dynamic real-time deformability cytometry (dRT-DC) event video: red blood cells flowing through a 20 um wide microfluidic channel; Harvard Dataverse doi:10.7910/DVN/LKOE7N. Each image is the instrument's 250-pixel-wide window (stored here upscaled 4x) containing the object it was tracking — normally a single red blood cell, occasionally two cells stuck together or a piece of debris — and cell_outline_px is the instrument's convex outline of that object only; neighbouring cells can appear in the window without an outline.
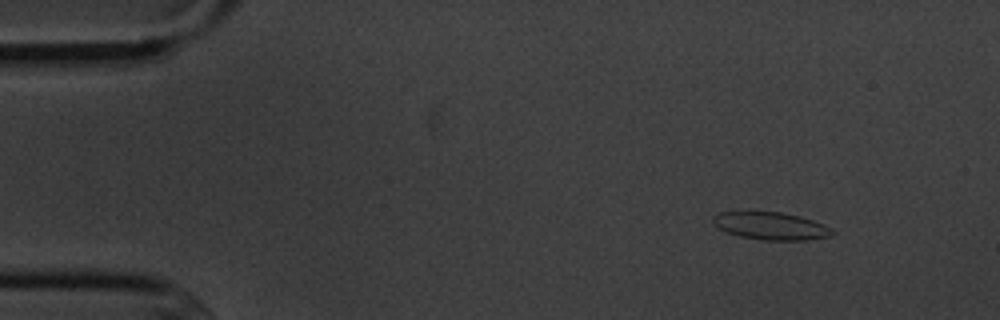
{"species": "common noctule bat (a hibernating species)", "species_latin": "Nyctalus noctula", "temperature_condition": "cold", "stored_images_in_passage": 4, "camera_frame_rate_fps": 3000, "um_per_image_px": 0.085, "animal": {"sex": "male", "body_mass_g": 20.1, "forearm_length_mm": 53.5}, "frame": {"image": 1, "passage_image": 1, "time_ms": 0.0, "image_size_px": [1000, 320], "cell_outline_px": [[836, 232], [832, 236], [804, 240], [764, 240], [740, 236], [728, 232], [712, 224], [712, 216], [720, 212], [780, 212], [800, 216], [824, 224], [832, 228]], "centroid_in_image_um": [65.55, 19.21], "position_along_channel_um": 19.4, "area_um2": 19.13}}
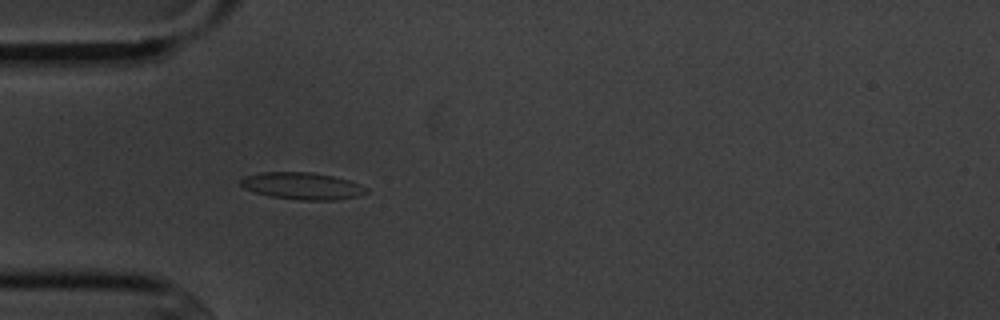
{"frame": {"image": 2, "passage_image": 4, "time_ms": 3.333, "image_size_px": [1000, 320], "cell_outline_px": [[368, 192], [356, 196], [336, 200], [300, 200], [268, 196], [244, 188], [240, 184], [240, 180], [244, 176], [260, 172], [312, 172], [332, 176], [348, 180], [360, 184], [368, 188]], "centroid_in_image_um": [25.68, 15.8], "position_along_channel_um": 59.3, "area_um2": 19.77}}